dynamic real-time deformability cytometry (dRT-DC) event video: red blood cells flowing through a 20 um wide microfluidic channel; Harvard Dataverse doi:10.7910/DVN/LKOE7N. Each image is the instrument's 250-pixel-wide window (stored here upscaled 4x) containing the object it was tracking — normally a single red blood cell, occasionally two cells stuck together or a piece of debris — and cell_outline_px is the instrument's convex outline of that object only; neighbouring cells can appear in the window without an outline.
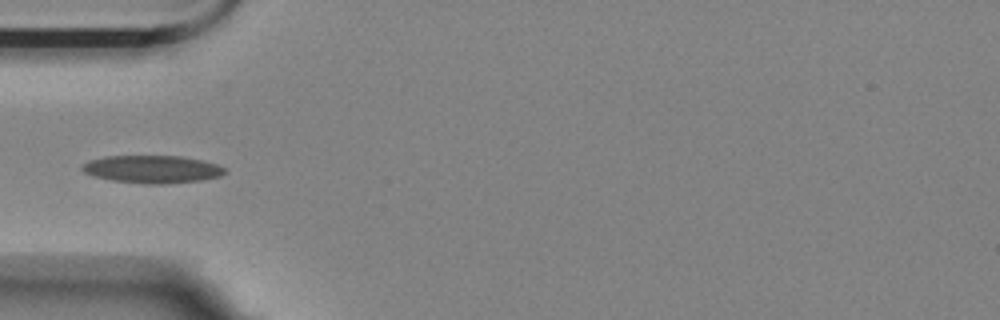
{"species": "Egyptian fruit bat (a non-hibernating species)", "species_latin": "Rousettus aegyptiacus", "temperature_condition": "room temperature", "stored_images_in_passage": 4, "camera_frame_rate_fps": 3000, "um_per_image_px": 0.085, "animal": {"sex": "female"}, "frame": {"image": 1, "passage_image": 4, "time_ms": 1.0, "image_size_px": [1000, 320], "cell_outline_px": [[228, 172], [220, 176], [200, 180], [168, 184], [144, 184], [112, 180], [92, 176], [84, 172], [80, 168], [88, 160], [104, 156], [180, 156], [200, 160], [216, 164], [224, 168]], "centroid_in_image_um": [12.91, 14.39], "position_along_channel_um": 72.1, "area_um2": 23.06}}